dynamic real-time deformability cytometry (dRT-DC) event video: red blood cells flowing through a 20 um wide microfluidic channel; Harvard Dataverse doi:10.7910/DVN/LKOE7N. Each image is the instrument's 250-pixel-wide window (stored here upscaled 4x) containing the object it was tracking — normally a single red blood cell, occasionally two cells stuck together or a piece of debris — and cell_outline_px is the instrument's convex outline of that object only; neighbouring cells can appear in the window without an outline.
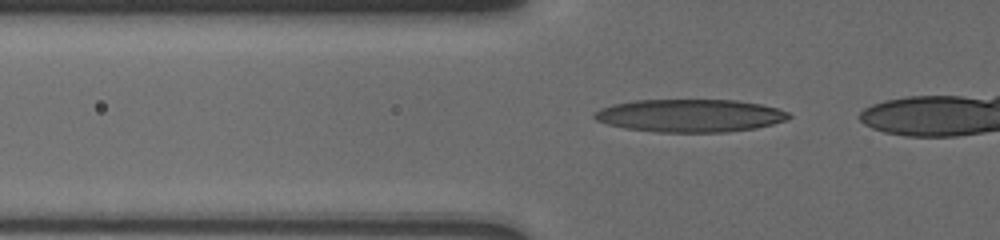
{"species": "human", "species_latin": "Homo sapiens", "temperature_condition": "cold", "stored_images_in_passage": 37, "camera_frame_rate_fps": 3000, "um_per_image_px": 0.085, "donor": {"sex": "male"}, "frame": {"image": 1, "passage_image": 2, "time_ms": 0.333, "image_size_px": [1000, 240], "cell_outline_px": [[792, 116], [788, 120], [756, 128], [728, 132], [656, 132], [624, 128], [608, 124], [596, 120], [592, 116], [592, 112], [600, 108], [612, 104], [636, 100], [736, 100], [760, 104], [776, 108], [788, 112]], "centroid_in_image_um": [58.63, 9.83], "position_along_channel_um": 67.2, "area_um2": 37.4}}
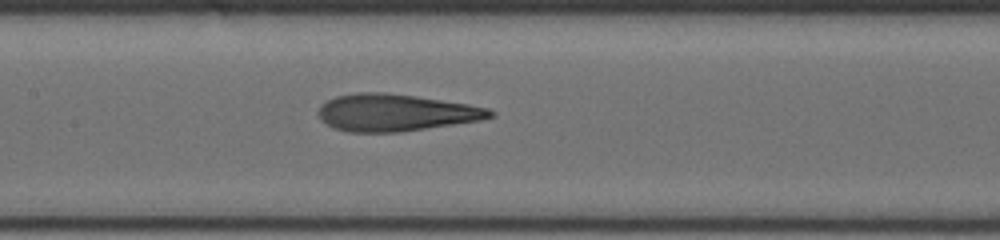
{"frame": {"image": 2, "passage_image": 18, "time_ms": 3.333, "image_size_px": [1000, 240], "cell_outline_px": [[496, 116], [480, 120], [400, 132], [348, 132], [336, 128], [320, 120], [316, 112], [320, 104], [336, 96], [356, 92], [388, 92], [416, 96], [468, 104], [488, 108], [496, 112]], "centroid_in_image_um": [33.6, 9.56], "position_along_channel_um": 173.8, "area_um2": 37.22}}
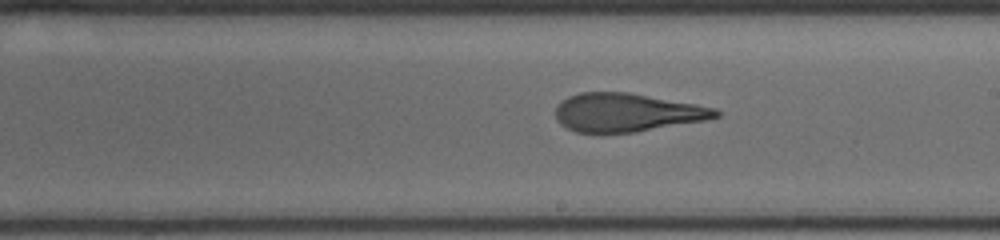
{"frame": {"image": 3, "passage_image": 30, "time_ms": 5.0, "image_size_px": [1000, 240], "cell_outline_px": [[720, 116], [708, 120], [636, 132], [576, 132], [560, 124], [556, 120], [556, 104], [560, 100], [568, 96], [580, 92], [628, 92], [696, 104], [716, 108], [720, 112]], "centroid_in_image_um": [53.28, 9.55], "position_along_channel_um": 235.7, "area_um2": 36.01}}